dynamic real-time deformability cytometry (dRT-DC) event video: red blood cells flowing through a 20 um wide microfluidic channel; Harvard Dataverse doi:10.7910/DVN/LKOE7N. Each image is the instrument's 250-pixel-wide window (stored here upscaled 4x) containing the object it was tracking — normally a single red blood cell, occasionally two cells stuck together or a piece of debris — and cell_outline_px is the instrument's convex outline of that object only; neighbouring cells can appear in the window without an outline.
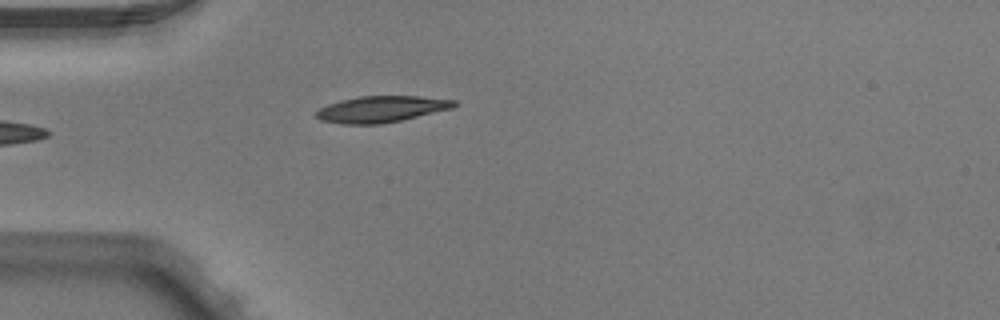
{"species": "Egyptian fruit bat (a non-hibernating species)", "species_latin": "Rousettus aegyptiacus", "temperature_condition": "warm", "stored_images_in_passage": 4, "camera_frame_rate_fps": 3000, "um_per_image_px": 0.085, "animal": {"sex": "male"}, "frame": {"image": 1, "passage_image": 4, "time_ms": 1.0, "image_size_px": [1000, 320], "cell_outline_px": [[460, 104], [452, 108], [400, 120], [380, 124], [344, 124], [320, 120], [312, 116], [320, 108], [328, 104], [340, 100], [360, 96], [416, 96], [456, 100]], "centroid_in_image_um": [32.38, 9.27], "position_along_channel_um": 52.6, "area_um2": 21.1}}